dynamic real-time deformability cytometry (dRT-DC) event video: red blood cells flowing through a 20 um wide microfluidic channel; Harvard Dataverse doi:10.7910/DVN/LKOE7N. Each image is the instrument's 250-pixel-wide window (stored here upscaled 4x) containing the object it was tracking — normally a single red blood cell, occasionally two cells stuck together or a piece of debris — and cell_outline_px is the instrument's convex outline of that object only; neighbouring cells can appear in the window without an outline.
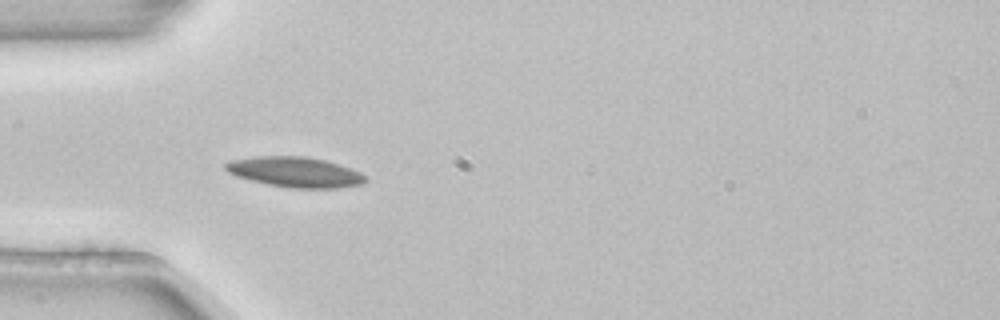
{"species": "common noctule bat (a hibernating species)", "species_latin": "Nyctalus noctula", "temperature_condition": "room temperature", "stored_images_in_passage": 4, "camera_frame_rate_fps": 3000, "um_per_image_px": 0.085, "animal": {"sex": "female", "body_mass_g": 22.7, "forearm_length_mm": 54.2}, "frame": {"image": 1, "passage_image": 4, "time_ms": 1.0, "image_size_px": [1000, 320], "cell_outline_px": [[368, 180], [364, 184], [336, 188], [288, 188], [268, 184], [236, 176], [228, 172], [224, 168], [224, 164], [232, 160], [256, 156], [304, 156], [324, 160], [340, 164], [360, 172]], "centroid_in_image_um": [25.1, 14.63], "position_along_channel_um": 59.9, "area_um2": 24.68}}